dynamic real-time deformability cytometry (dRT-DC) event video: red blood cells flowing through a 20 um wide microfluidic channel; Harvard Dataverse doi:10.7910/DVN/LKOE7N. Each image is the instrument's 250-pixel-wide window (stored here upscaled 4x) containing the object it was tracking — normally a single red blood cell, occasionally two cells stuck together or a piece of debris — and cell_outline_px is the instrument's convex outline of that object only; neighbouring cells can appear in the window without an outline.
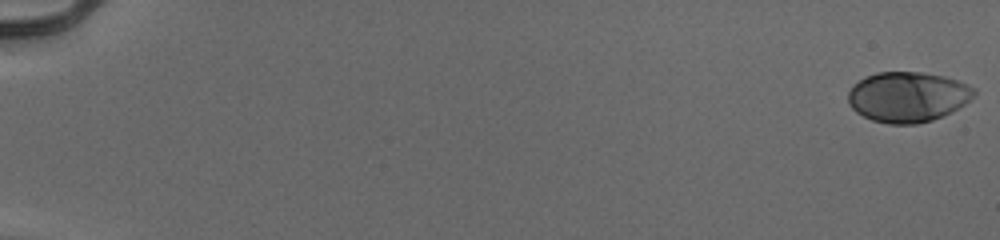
{"species": "human", "species_latin": "Homo sapiens", "temperature_condition": "cold", "stored_images_in_passage": 56, "segment_of_instrument_passage": [1, 2], "camera_frame_rate_fps": 3000, "um_per_image_px": 0.085, "donor": {"sex": "male"}, "frame": {"image": 1, "passage_image": 1, "time_ms": 0.0, "image_size_px": [1000, 240], "cell_outline_px": [[976, 92], [964, 104], [932, 120], [916, 124], [888, 124], [872, 120], [856, 112], [852, 108], [848, 100], [848, 92], [852, 84], [864, 76], [876, 72], [920, 72], [944, 76], [968, 84], [976, 88]], "centroid_in_image_um": [77.11, 8.22], "position_along_channel_um": 7.9, "area_um2": 36.82}}
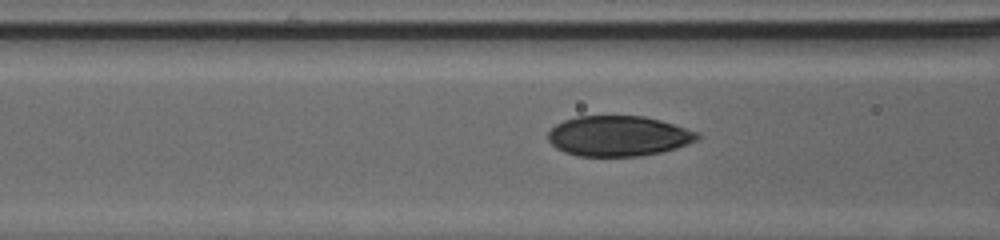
{"frame": {"image": 2, "passage_image": 25, "time_ms": 8.0, "image_size_px": [1000, 240], "cell_outline_px": [[700, 136], [696, 140], [676, 148], [660, 152], [640, 156], [576, 156], [564, 152], [556, 148], [548, 140], [548, 132], [556, 124], [564, 120], [576, 116], [644, 116], [660, 120], [700, 132]], "centroid_in_image_um": [52.55, 11.56], "position_along_channel_um": 114.1, "area_um2": 35.14}}
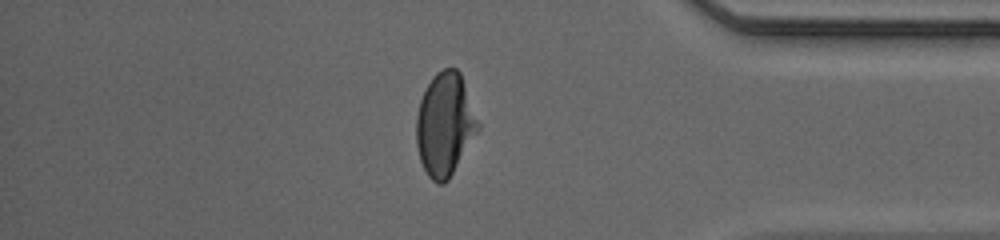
{"frame": {"image": 3, "passage_image": 48, "time_ms": 15.667, "image_size_px": [1000, 240], "cell_outline_px": [[480, 128], [448, 180], [444, 184], [436, 184], [428, 176], [420, 160], [416, 144], [416, 116], [420, 100], [432, 76], [436, 72], [444, 68], [456, 68], [460, 72], [480, 124]], "centroid_in_image_um": [37.81, 10.58], "position_along_channel_um": 397.4, "area_um2": 36.99}}